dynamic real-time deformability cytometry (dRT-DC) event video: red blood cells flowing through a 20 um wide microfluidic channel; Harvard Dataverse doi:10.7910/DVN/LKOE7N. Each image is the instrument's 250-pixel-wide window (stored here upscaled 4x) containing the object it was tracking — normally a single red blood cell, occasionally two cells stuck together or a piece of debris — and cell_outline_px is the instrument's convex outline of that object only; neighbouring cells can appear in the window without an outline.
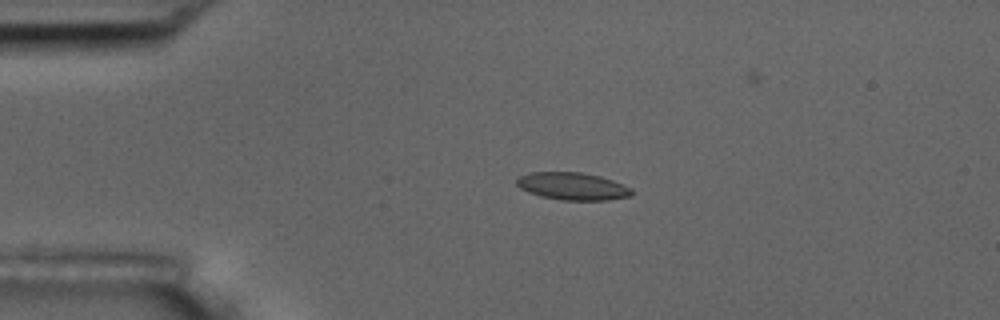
{"species": "common noctule bat (a hibernating species)", "species_latin": "Nyctalus noctula", "temperature_condition": "room temperature", "stored_images_in_passage": 5, "camera_frame_rate_fps": 3000, "um_per_image_px": 0.085, "animal": {"sex": "male", "body_mass_g": 17.5, "forearm_length_mm": 52.3}, "frame": {"image": 1, "passage_image": 3, "time_ms": 0.667, "image_size_px": [1000, 320], "cell_outline_px": [[632, 196], [608, 200], [560, 200], [540, 196], [528, 192], [520, 188], [516, 184], [516, 180], [520, 176], [528, 172], [580, 172], [600, 176], [612, 180], [632, 188]], "centroid_in_image_um": [48.66, 15.83], "position_along_channel_um": 36.3, "area_um2": 18.5}}